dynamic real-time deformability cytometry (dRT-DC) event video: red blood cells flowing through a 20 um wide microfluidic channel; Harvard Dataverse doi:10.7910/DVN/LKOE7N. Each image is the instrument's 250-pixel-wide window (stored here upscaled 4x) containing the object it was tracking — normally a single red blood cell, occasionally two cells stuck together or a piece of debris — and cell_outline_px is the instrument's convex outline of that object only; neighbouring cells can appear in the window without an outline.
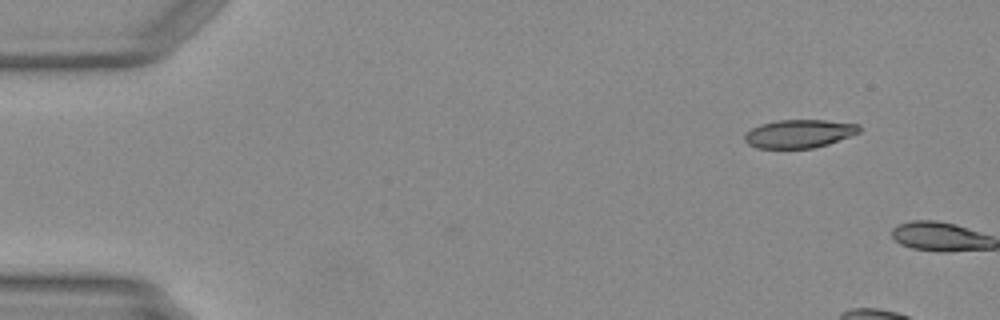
{"species": "Egyptian fruit bat (a non-hibernating species)", "species_latin": "Rousettus aegyptiacus", "temperature_condition": "warm", "stored_images_in_passage": 2, "camera_frame_rate_fps": 3000, "um_per_image_px": 0.085, "animal": {"sex": "female"}, "frame": {"image": 1, "passage_image": 1, "time_ms": 0.0, "image_size_px": [1000, 320], "cell_outline_px": [[860, 132], [828, 144], [812, 148], [756, 148], [748, 144], [744, 140], [744, 136], [752, 128], [760, 124], [776, 120], [824, 120], [860, 124]], "centroid_in_image_um": [67.92, 11.36], "position_along_channel_um": 17.1, "area_um2": 18.84}}